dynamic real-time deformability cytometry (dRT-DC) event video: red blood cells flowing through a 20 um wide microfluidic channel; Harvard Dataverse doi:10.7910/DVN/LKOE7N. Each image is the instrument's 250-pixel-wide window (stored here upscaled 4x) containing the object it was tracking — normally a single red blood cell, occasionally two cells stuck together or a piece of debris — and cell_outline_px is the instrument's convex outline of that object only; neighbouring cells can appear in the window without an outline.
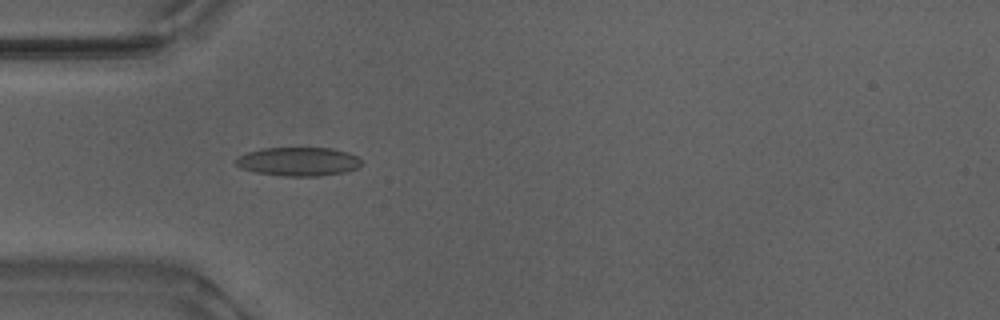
{"species": "Egyptian fruit bat (a non-hibernating species)", "species_latin": "Rousettus aegyptiacus", "temperature_condition": "warm", "stored_images_in_passage": 18, "camera_frame_rate_fps": 3000, "um_per_image_px": 0.085, "animal": {"sex": "male"}, "frame": {"image": 1, "passage_image": 11, "time_ms": 3.333, "image_size_px": [1000, 320], "cell_outline_px": [[360, 164], [356, 168], [344, 172], [320, 176], [284, 176], [256, 172], [244, 168], [236, 164], [232, 160], [236, 156], [248, 152], [264, 148], [332, 148], [348, 152], [356, 156], [360, 160]], "centroid_in_image_um": [25.33, 13.73], "position_along_channel_um": 59.7, "area_um2": 20.92}}